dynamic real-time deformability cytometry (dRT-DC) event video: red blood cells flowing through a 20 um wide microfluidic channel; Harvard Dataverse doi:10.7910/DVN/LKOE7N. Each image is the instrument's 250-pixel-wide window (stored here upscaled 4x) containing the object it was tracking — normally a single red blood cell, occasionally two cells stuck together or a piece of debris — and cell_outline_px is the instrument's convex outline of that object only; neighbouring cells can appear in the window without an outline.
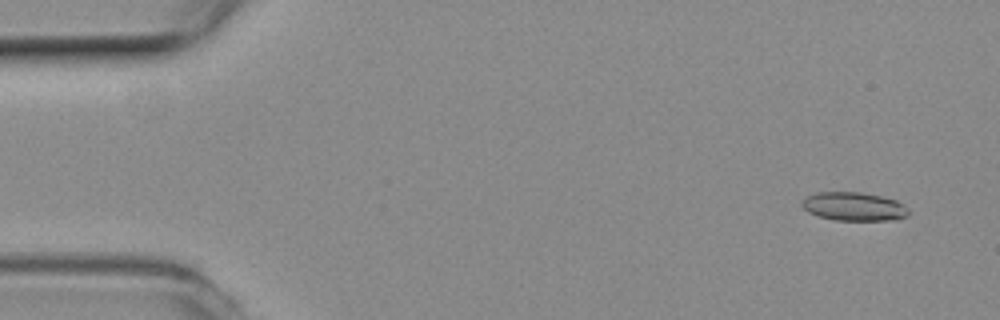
{"species": "common noctule bat (a hibernating species)", "species_latin": "Nyctalus noctula", "temperature_condition": "room temperature", "stored_images_in_passage": 53, "camera_frame_rate_fps": 3000, "um_per_image_px": 0.085, "animal": {"sex": "female", "body_mass_g": 19.3, "forearm_length_mm": 54.1}, "frame": {"image": 1, "passage_image": 1, "time_ms": 0.0, "image_size_px": [1000, 320], "cell_outline_px": [[912, 212], [908, 216], [896, 220], [836, 220], [816, 216], [808, 212], [800, 204], [800, 200], [804, 196], [816, 192], [860, 192], [880, 196], [896, 200], [904, 204]], "centroid_in_image_um": [72.57, 17.55], "position_along_channel_um": 12.4, "area_um2": 18.15}}
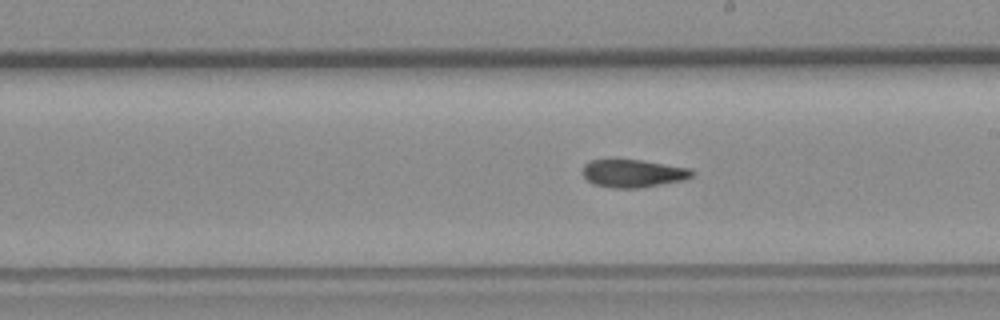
{"frame": {"image": 2, "passage_image": 28, "time_ms": 9.0, "image_size_px": [1000, 320], "cell_outline_px": [[696, 172], [688, 180], [640, 188], [612, 188], [592, 184], [580, 172], [584, 164], [588, 160], [640, 160], [692, 168]], "centroid_in_image_um": [53.84, 14.75], "position_along_channel_um": 235.2, "area_um2": 18.15}}
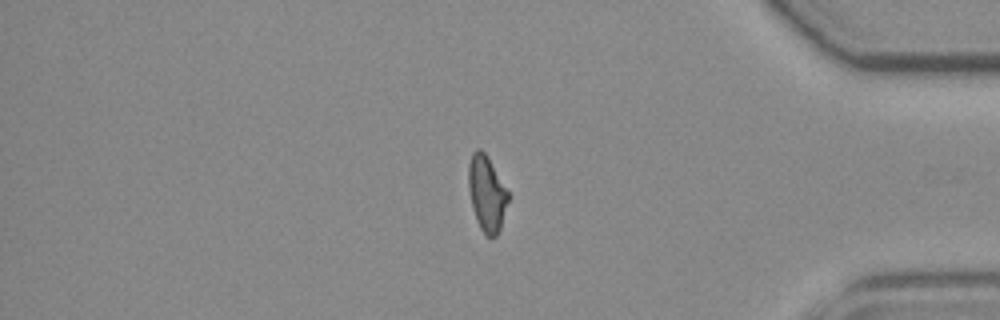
{"frame": {"image": 3, "passage_image": 43, "time_ms": 14.0, "image_size_px": [1000, 320], "cell_outline_px": [[508, 200], [500, 228], [496, 236], [488, 236], [480, 228], [476, 220], [468, 188], [468, 164], [472, 152], [476, 148], [480, 148], [484, 152], [508, 192]], "centroid_in_image_um": [41.34, 16.42], "position_along_channel_um": 393.9, "area_um2": 17.05}, "authors_computed_cell_mechanics": {"area_um2": 17.918, "velocity_mm_per_s": 3.7882, "shape_relaxation_time_tau1_ms": null, "shape_relaxation_time_tau2_ms": 4.8037, "deformation_change_tau1": null, "deformation_change_tau2": 0.1352}}